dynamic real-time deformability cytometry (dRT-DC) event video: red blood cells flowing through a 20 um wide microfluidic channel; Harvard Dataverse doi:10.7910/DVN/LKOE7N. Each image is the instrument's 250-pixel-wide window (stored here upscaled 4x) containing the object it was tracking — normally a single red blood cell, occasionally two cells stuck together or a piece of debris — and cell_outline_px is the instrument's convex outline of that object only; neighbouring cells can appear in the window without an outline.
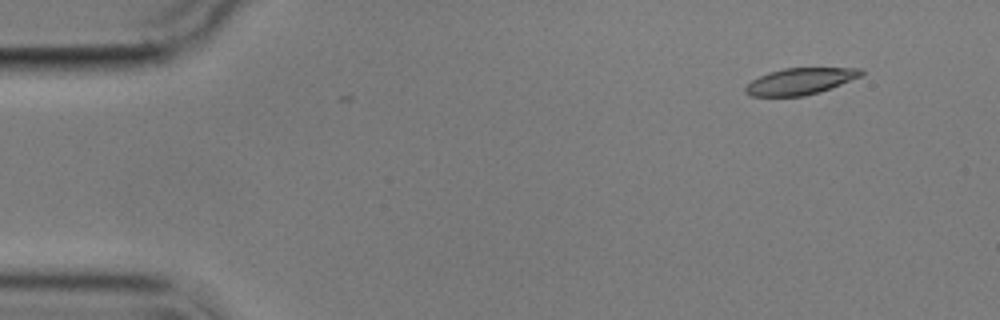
{"species": "common noctule bat (a hibernating species)", "species_latin": "Nyctalus noctula", "temperature_condition": "cold", "stored_images_in_passage": 4, "camera_frame_rate_fps": 3000, "um_per_image_px": 0.085, "animal": {"sex": "male", "body_mass_g": 17.9}, "frame": {"image": 1, "passage_image": 1, "time_ms": 0.0, "image_size_px": [1000, 320], "cell_outline_px": [[864, 72], [860, 76], [820, 92], [804, 96], [752, 96], [744, 92], [744, 88], [752, 80], [768, 72], [784, 68], [860, 68]], "centroid_in_image_um": [67.98, 6.91], "position_along_channel_um": 17.0, "area_um2": 17.69}}
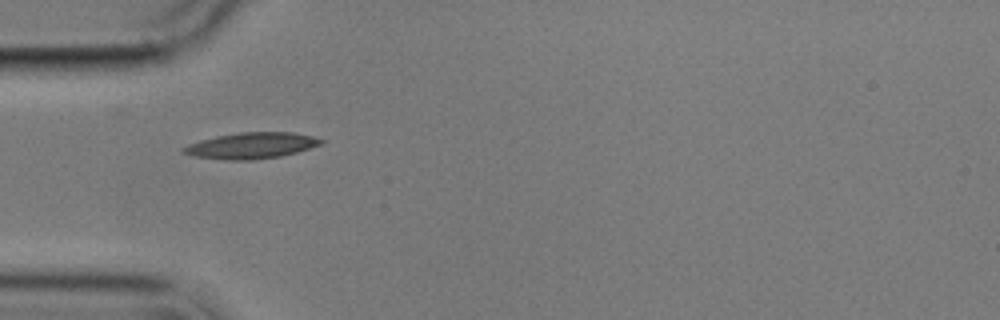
{"frame": {"image": 2, "passage_image": 4, "time_ms": 4.0, "image_size_px": [1000, 320], "cell_outline_px": [[324, 140], [320, 144], [296, 152], [280, 156], [252, 160], [224, 160], [192, 156], [180, 152], [180, 148], [188, 144], [200, 140], [216, 136], [240, 132], [292, 132], [312, 136]], "centroid_in_image_um": [21.28, 12.38], "position_along_channel_um": 63.7, "area_um2": 20.92}}